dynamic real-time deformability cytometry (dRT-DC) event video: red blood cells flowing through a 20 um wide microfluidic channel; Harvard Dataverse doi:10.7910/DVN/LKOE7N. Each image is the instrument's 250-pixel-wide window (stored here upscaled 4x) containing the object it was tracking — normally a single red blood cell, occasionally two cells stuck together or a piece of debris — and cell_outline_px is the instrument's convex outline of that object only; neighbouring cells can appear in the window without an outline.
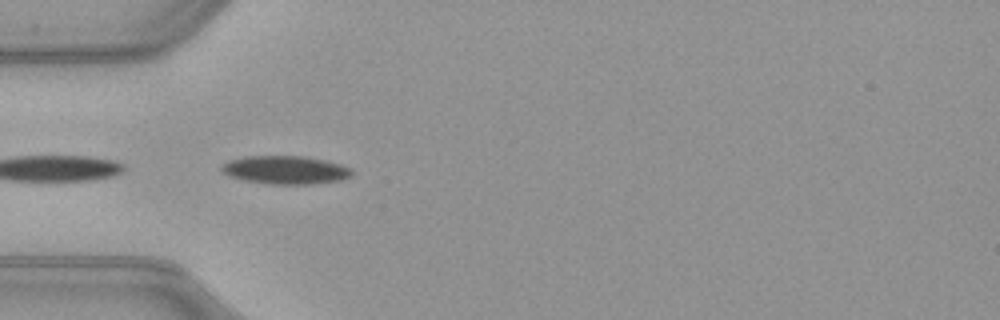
{"species": "common noctule bat (a hibernating species)", "species_latin": "Nyctalus noctula", "temperature_condition": "warm", "stored_images_in_passage": 33, "segment_of_instrument_passage": [2, 2], "camera_frame_rate_fps": 3000, "um_per_image_px": 0.085, "animal": {"sex": "female", "body_mass_g": 21.9}, "frame": {"image": 1, "passage_image": 15, "time_ms": 4.667, "image_size_px": [1000, 320], "cell_outline_px": [[352, 176], [340, 180], [312, 184], [264, 184], [244, 180], [232, 176], [224, 172], [220, 168], [220, 164], [228, 160], [244, 156], [300, 156], [324, 160], [340, 164], [352, 168]], "centroid_in_image_um": [24.25, 14.44], "position_along_channel_um": 60.8, "area_um2": 21.5}}